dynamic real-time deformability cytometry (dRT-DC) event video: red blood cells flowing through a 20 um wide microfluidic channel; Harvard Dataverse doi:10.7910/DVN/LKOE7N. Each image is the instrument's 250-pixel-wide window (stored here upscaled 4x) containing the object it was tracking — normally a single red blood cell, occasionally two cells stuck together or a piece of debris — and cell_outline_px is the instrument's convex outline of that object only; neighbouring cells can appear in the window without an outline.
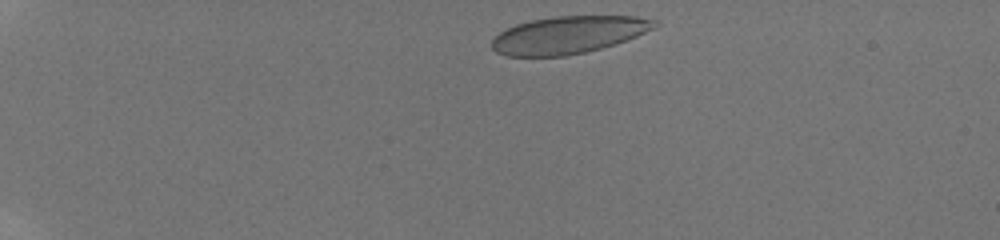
{"species": "human", "species_latin": "Homo sapiens", "temperature_condition": "room temperature", "stored_images_in_passage": 44, "camera_frame_rate_fps": 3000, "um_per_image_px": 0.085, "donor": {"sex": "male"}, "frame": {"image": 1, "passage_image": 2, "time_ms": 0.333, "image_size_px": [1000, 240], "cell_outline_px": [[660, 24], [656, 28], [616, 44], [584, 52], [564, 56], [504, 56], [496, 52], [492, 48], [492, 40], [500, 32], [516, 24], [532, 20], [552, 16], [636, 16], [660, 20]], "centroid_in_image_um": [48.36, 2.95], "position_along_channel_um": 36.6, "area_um2": 35.6}}
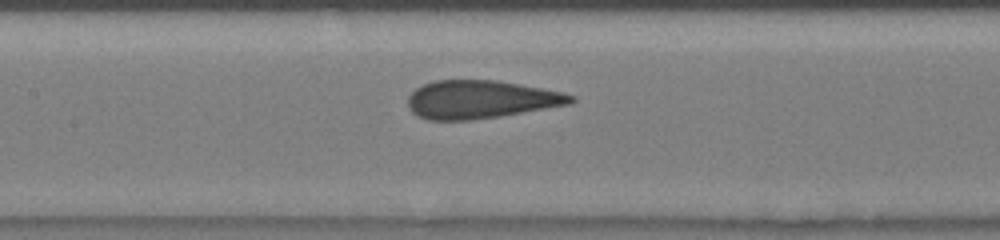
{"frame": {"image": 2, "passage_image": 19, "time_ms": 6.0, "image_size_px": [1000, 240], "cell_outline_px": [[576, 100], [572, 104], [500, 116], [468, 120], [428, 120], [416, 116], [408, 108], [408, 96], [416, 88], [432, 80], [496, 80], [564, 92], [576, 96]], "centroid_in_image_um": [40.86, 8.46], "position_along_channel_um": 166.5, "area_um2": 36.41}}
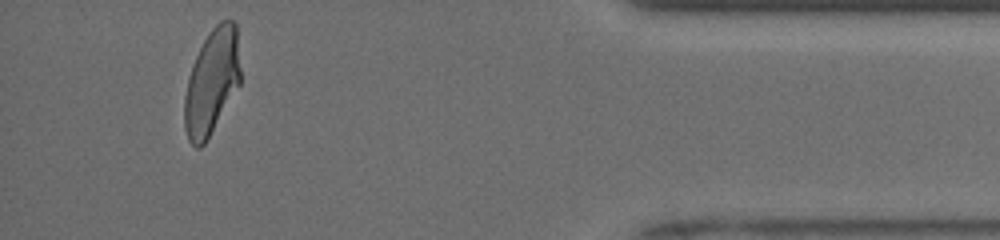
{"frame": {"image": 3, "passage_image": 41, "time_ms": 13.333, "image_size_px": [1000, 240], "cell_outline_px": [[240, 84], [204, 144], [200, 148], [196, 148], [188, 140], [184, 128], [184, 96], [188, 76], [192, 64], [208, 32], [220, 20], [232, 20], [236, 24], [240, 68]], "centroid_in_image_um": [17.98, 6.95], "position_along_channel_um": 417.2, "area_um2": 34.33}, "authors_computed_cell_mechanics": {"area_um2": 36.0383, "velocity_mm_per_s": 3.9519, "shape_relaxation_time_tau1_ms": 10.7135, "shape_relaxation_time_tau2_ms": null, "deformation_change_tau1": 0.2564, "deformation_change_tau2": null}}